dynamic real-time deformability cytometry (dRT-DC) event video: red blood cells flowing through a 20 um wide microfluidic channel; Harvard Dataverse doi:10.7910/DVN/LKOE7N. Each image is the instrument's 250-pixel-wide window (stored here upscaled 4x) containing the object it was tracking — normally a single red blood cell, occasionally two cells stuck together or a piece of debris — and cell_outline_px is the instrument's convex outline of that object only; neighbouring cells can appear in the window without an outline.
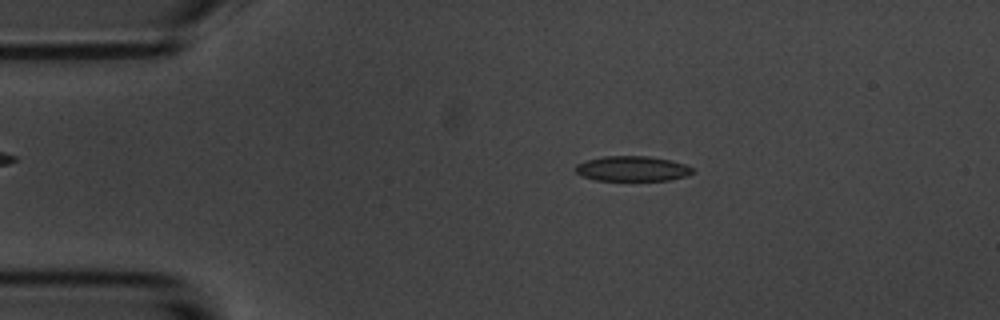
{"species": "common noctule bat (a hibernating species)", "species_latin": "Nyctalus noctula", "temperature_condition": "room temperature", "stored_images_in_passage": 55, "camera_frame_rate_fps": 3000, "um_per_image_px": 0.085, "animal": {"sex": "male", "body_mass_g": 20.1, "forearm_length_mm": 53.5}, "frame": {"image": 1, "passage_image": 10, "time_ms": 3.0, "image_size_px": [1000, 320], "cell_outline_px": [[692, 172], [688, 176], [668, 180], [596, 180], [580, 176], [576, 172], [576, 164], [584, 160], [604, 156], [648, 156], [668, 160], [684, 164], [692, 168]], "centroid_in_image_um": [53.69, 14.33], "position_along_channel_um": 31.3, "area_um2": 17.05}}
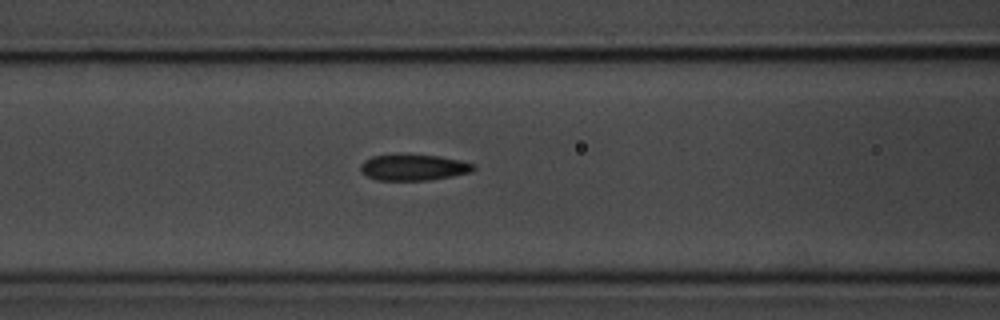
{"frame": {"image": 2, "passage_image": 22, "time_ms": 7.0, "image_size_px": [1000, 320], "cell_outline_px": [[476, 168], [472, 172], [452, 176], [428, 180], [376, 180], [368, 176], [360, 168], [360, 164], [364, 160], [372, 156], [440, 156], [460, 160], [476, 164]], "centroid_in_image_um": [35.21, 14.25], "position_along_channel_um": 131.4, "area_um2": 16.76}}
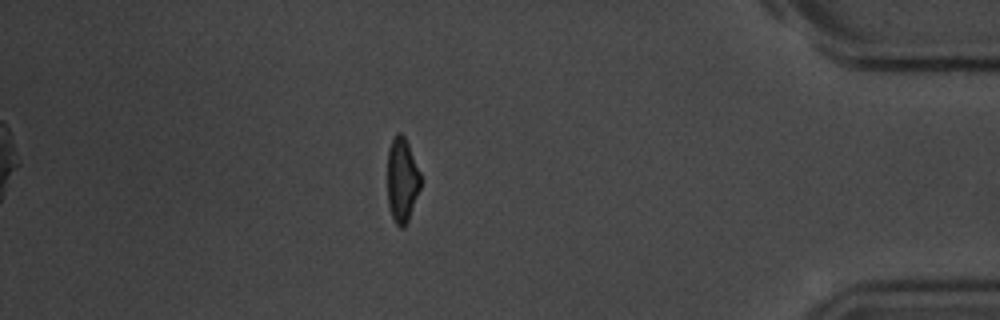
{"frame": {"image": 3, "passage_image": 48, "time_ms": 15.667, "image_size_px": [1000, 320], "cell_outline_px": [[420, 188], [408, 220], [404, 228], [400, 228], [396, 224], [392, 216], [388, 204], [388, 148], [396, 132], [400, 132], [404, 136], [408, 144], [420, 172]], "centroid_in_image_um": [34.17, 15.3], "position_along_channel_um": 401.0, "area_um2": 16.18}, "authors_computed_cell_mechanics": {"area_um2": 17.4556, "velocity_mm_per_s": 3.5824, "shape_relaxation_time_tau1_ms": 3.8797, "shape_relaxation_time_tau2_ms": 2.8664, "deformation_change_tau1": 0.139, "deformation_change_tau2": 0.0888}}